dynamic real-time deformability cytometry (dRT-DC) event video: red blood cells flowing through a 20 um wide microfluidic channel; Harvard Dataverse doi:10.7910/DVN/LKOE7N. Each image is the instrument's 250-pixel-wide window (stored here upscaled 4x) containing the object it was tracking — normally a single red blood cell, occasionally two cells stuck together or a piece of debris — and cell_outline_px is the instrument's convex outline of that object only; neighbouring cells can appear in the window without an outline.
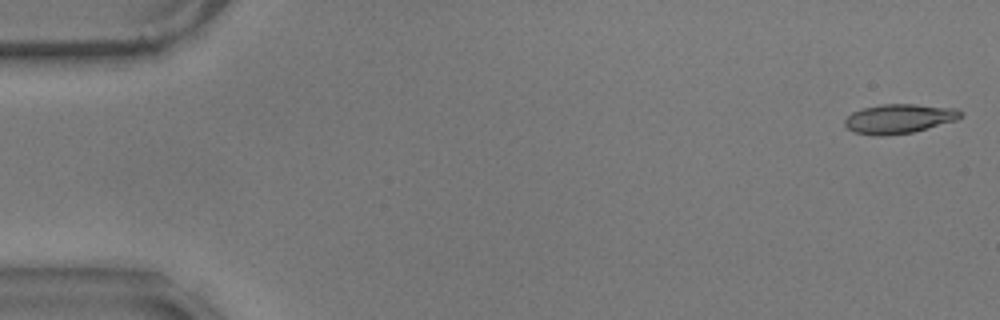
{"species": "common noctule bat (a hibernating species)", "species_latin": "Nyctalus noctula", "temperature_condition": "warm", "stored_images_in_passage": 57, "camera_frame_rate_fps": 3000, "um_per_image_px": 0.085, "animal": {"sex": "male", "body_mass_g": 17.9}, "frame": {"image": 1, "passage_image": 2, "time_ms": 0.333, "image_size_px": [1000, 320], "cell_outline_px": [[964, 116], [956, 120], [912, 132], [884, 136], [876, 136], [852, 132], [844, 124], [844, 120], [852, 112], [864, 108], [880, 104], [916, 104], [956, 108], [964, 112]], "centroid_in_image_um": [76.43, 10.09], "position_along_channel_um": 8.6, "area_um2": 19.94}}
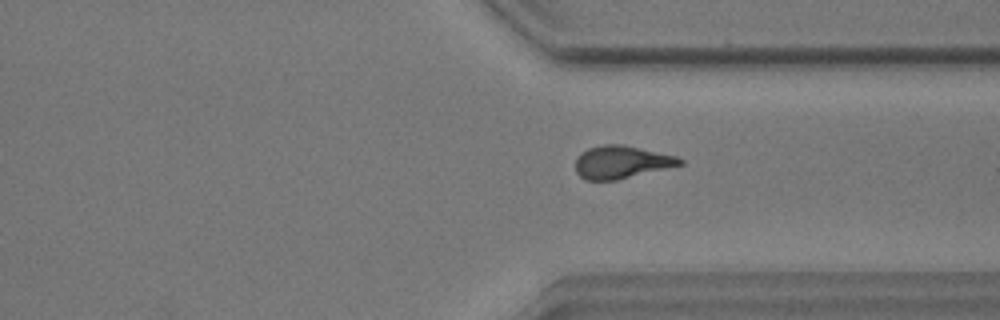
{"frame": {"image": 2, "passage_image": 43, "time_ms": 14.0, "image_size_px": [1000, 320], "cell_outline_px": [[684, 164], [668, 168], [616, 180], [584, 180], [576, 172], [576, 156], [580, 152], [588, 148], [604, 144], [624, 144], [676, 156], [684, 160]], "centroid_in_image_um": [52.81, 13.77], "position_along_channel_um": 358.6, "area_um2": 20.06}}
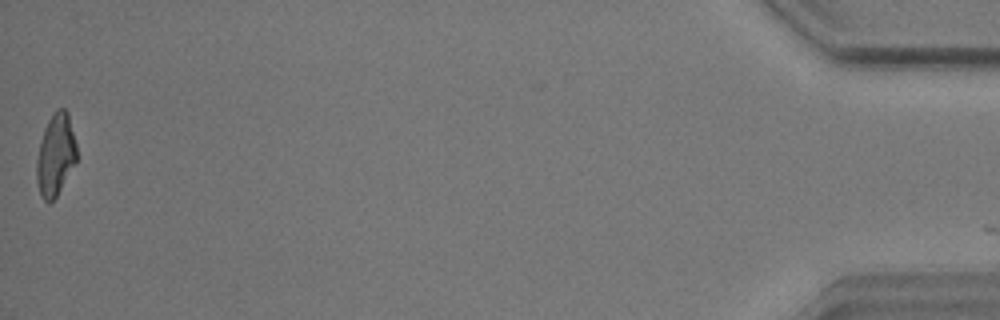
{"frame": {"image": 3, "passage_image": 57, "time_ms": 18.667, "image_size_px": [1000, 320], "cell_outline_px": [[76, 160], [56, 196], [52, 200], [44, 200], [40, 192], [36, 180], [36, 160], [40, 140], [44, 128], [48, 120], [56, 108], [64, 108], [68, 112], [76, 144]], "centroid_in_image_um": [4.7, 13.1], "position_along_channel_um": 430.5, "area_um2": 18.84}, "authors_computed_cell_mechanics": {"area_um2": 19.9988, "velocity_mm_per_s": 3.5717, "shape_relaxation_time_tau1_ms": 6.8959, "shape_relaxation_time_tau2_ms": 3.3321, "deformation_change_tau1": 0.2268, "deformation_change_tau2": 0.1043}}